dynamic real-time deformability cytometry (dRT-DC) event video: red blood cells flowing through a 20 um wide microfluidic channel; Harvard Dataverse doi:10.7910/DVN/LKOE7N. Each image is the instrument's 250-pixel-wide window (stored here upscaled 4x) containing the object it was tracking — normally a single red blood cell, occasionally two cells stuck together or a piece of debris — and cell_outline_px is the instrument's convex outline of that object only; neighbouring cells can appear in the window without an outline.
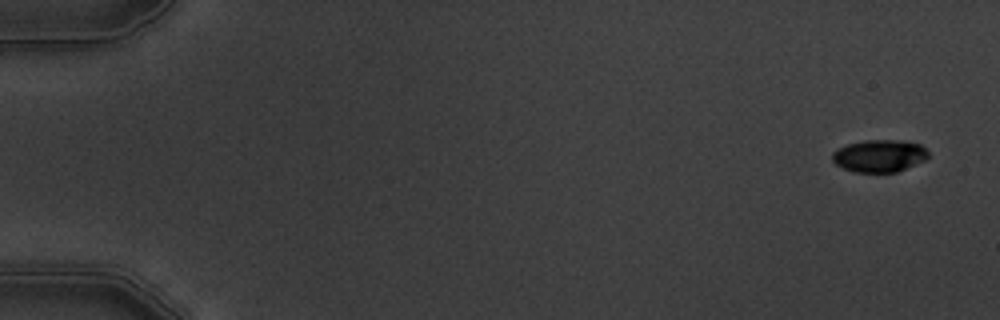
{"species": "common noctule bat (a hibernating species)", "species_latin": "Nyctalus noctula", "temperature_condition": "warm", "stored_images_in_passage": 10, "camera_frame_rate_fps": 3000, "um_per_image_px": 0.085, "animal": {"sex": "male", "body_mass_g": 19.5, "forearm_length_mm": 54.6}, "frame": {"image": 1, "passage_image": 1, "time_ms": 0.0, "image_size_px": [1000, 320], "cell_outline_px": [[928, 156], [924, 160], [896, 172], [856, 172], [844, 168], [836, 164], [832, 160], [832, 152], [836, 148], [848, 144], [864, 140], [900, 140], [920, 144], [928, 152]], "centroid_in_image_um": [74.71, 13.23], "position_along_channel_um": 10.3, "area_um2": 17.98}}